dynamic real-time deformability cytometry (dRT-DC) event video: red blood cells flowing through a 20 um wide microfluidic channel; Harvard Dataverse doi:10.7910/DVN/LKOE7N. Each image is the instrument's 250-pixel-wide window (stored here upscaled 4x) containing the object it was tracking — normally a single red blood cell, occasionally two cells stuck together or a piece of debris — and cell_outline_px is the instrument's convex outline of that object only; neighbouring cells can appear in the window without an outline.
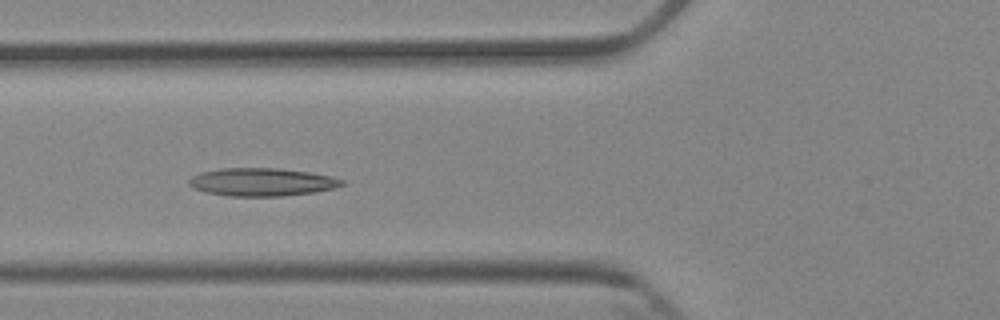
{"species": "Egyptian fruit bat (a non-hibernating species)", "species_latin": "Rousettus aegyptiacus", "temperature_condition": "cold", "stored_images_in_passage": 7, "camera_frame_rate_fps": 3000, "um_per_image_px": 0.085, "animal": {"sex": "female"}, "frame": {"image": 1, "passage_image": 5, "time_ms": 4.667, "image_size_px": [1000, 320], "cell_outline_px": [[348, 184], [336, 188], [312, 192], [280, 196], [228, 196], [204, 192], [192, 188], [188, 184], [188, 180], [192, 176], [200, 172], [220, 168], [280, 168], [308, 172], [332, 176], [344, 180]], "centroid_in_image_um": [22.25, 15.47], "position_along_channel_um": 103.5, "area_um2": 25.2}}
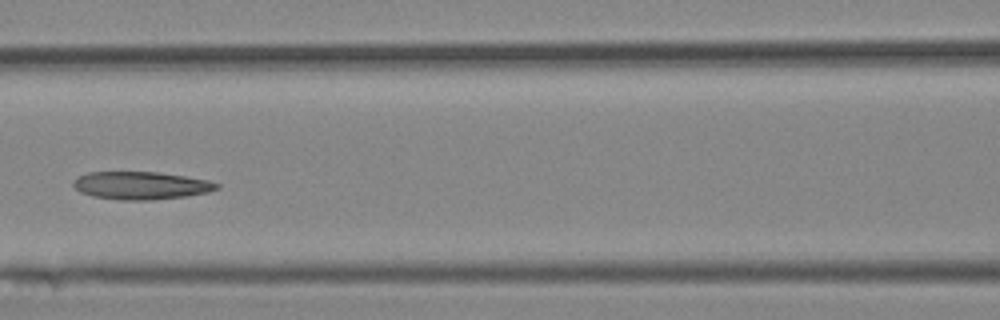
{"frame": {"image": 2, "passage_image": 6, "time_ms": 6.0, "image_size_px": [1000, 320], "cell_outline_px": [[220, 188], [208, 192], [188, 196], [152, 200], [124, 200], [92, 196], [80, 192], [72, 184], [72, 180], [88, 172], [156, 172], [184, 176], [208, 180], [220, 184]], "centroid_in_image_um": [12.0, 15.77], "position_along_channel_um": 154.6, "area_um2": 23.24}}
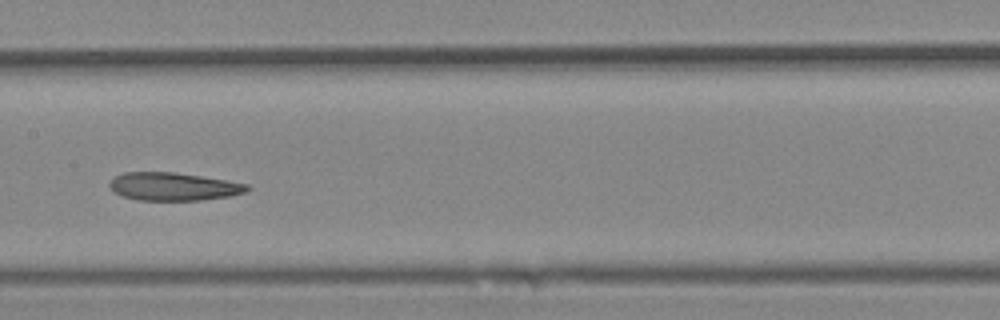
{"frame": {"image": 3, "passage_image": 7, "time_ms": 7.0, "image_size_px": [1000, 320], "cell_outline_px": [[252, 188], [248, 192], [232, 196], [200, 200], [136, 200], [120, 196], [112, 192], [108, 188], [108, 184], [116, 176], [124, 172], [176, 172], [248, 184]], "centroid_in_image_um": [14.73, 15.86], "position_along_channel_um": 192.7, "area_um2": 22.72}}